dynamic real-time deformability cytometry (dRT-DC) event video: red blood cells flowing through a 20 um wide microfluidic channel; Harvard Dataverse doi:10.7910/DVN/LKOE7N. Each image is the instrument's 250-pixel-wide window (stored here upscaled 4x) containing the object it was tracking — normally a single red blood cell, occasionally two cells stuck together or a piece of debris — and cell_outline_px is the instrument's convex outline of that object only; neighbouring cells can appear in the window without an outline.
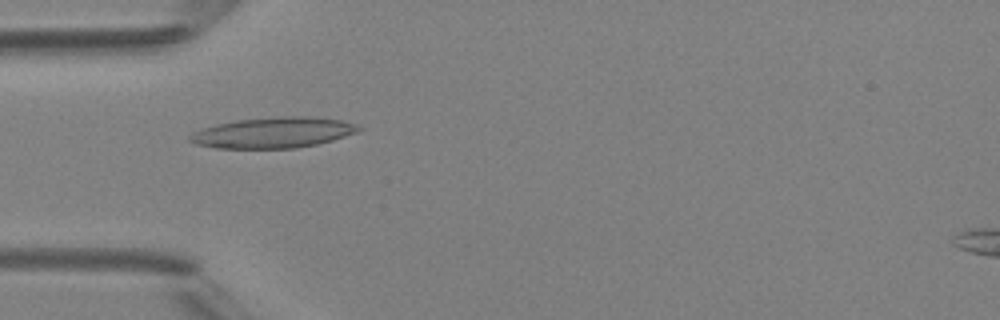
{"species": "Egyptian fruit bat (a non-hibernating species)", "species_latin": "Rousettus aegyptiacus", "temperature_condition": "room temperature", "stored_images_in_passage": 7, "camera_frame_rate_fps": 3000, "um_per_image_px": 0.085, "animal": {"sex": "female"}, "frame": {"image": 1, "passage_image": 5, "time_ms": 4.667, "image_size_px": [1000, 320], "cell_outline_px": [[364, 128], [356, 132], [332, 140], [316, 144], [296, 148], [216, 148], [196, 144], [188, 140], [188, 136], [192, 132], [204, 128], [236, 120], [280, 116], [308, 116], [344, 120], [356, 124]], "centroid_in_image_um": [23.24, 11.27], "position_along_channel_um": 61.8, "area_um2": 30.11}}
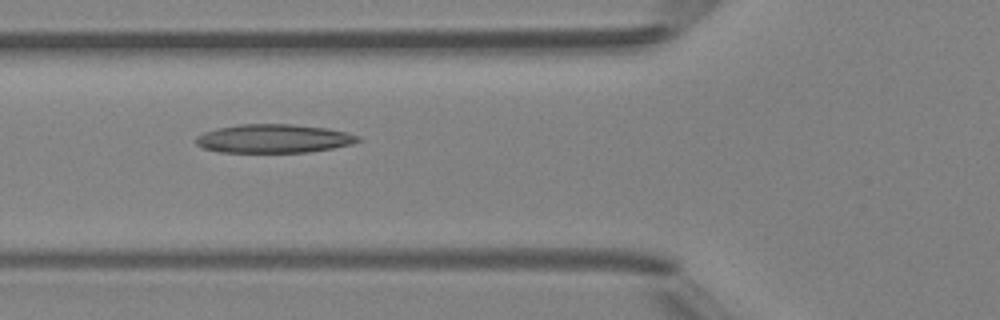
{"frame": {"image": 2, "passage_image": 6, "time_ms": 5.667, "image_size_px": [1000, 320], "cell_outline_px": [[360, 140], [352, 144], [332, 148], [308, 152], [220, 152], [204, 148], [196, 144], [196, 136], [204, 132], [216, 128], [240, 124], [292, 124], [328, 128], [348, 132], [360, 136]], "centroid_in_image_um": [23.27, 11.77], "position_along_channel_um": 102.5, "area_um2": 27.11}}
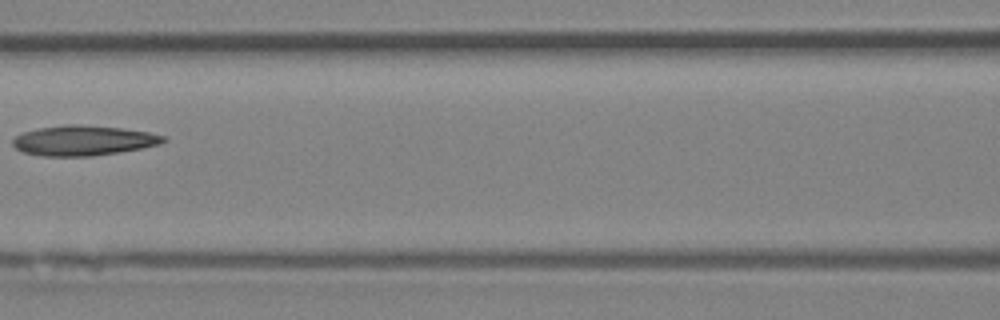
{"frame": {"image": 3, "passage_image": 7, "time_ms": 7.0, "image_size_px": [1000, 320], "cell_outline_px": [[168, 140], [160, 144], [120, 152], [92, 156], [40, 156], [24, 152], [16, 148], [12, 144], [12, 140], [16, 136], [24, 132], [40, 128], [64, 124], [80, 124], [124, 128], [148, 132], [168, 136]], "centroid_in_image_um": [7.12, 11.94], "position_along_channel_um": 159.5, "area_um2": 26.53}}